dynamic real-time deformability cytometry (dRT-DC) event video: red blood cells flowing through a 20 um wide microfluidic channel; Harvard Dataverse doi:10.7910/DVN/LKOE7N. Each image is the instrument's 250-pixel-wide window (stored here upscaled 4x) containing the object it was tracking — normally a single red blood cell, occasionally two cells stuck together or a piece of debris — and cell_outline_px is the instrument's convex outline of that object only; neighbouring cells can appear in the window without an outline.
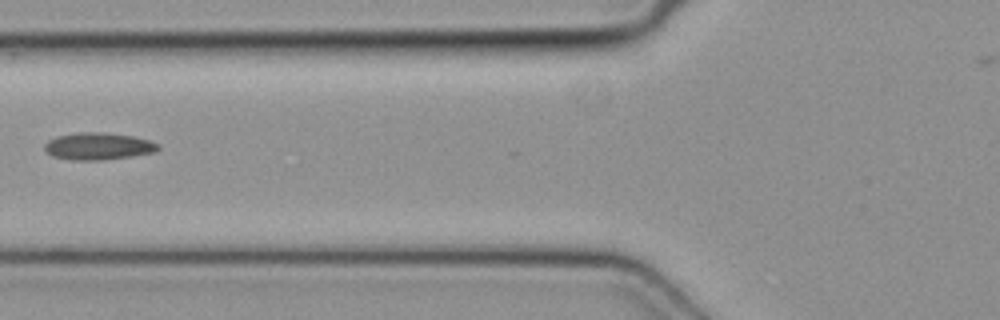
{"species": "common noctule bat (a hibernating species)", "species_latin": "Nyctalus noctula", "temperature_condition": "cold", "stored_images_in_passage": 5, "camera_frame_rate_fps": 3000, "um_per_image_px": 0.085, "animal": {"sex": "female", "body_mass_g": 19.3, "forearm_length_mm": 54.1}, "frame": {"image": 1, "passage_image": 5, "time_ms": 1.333, "image_size_px": [1000, 320], "cell_outline_px": [[160, 148], [156, 152], [132, 156], [100, 160], [72, 160], [52, 156], [44, 148], [44, 144], [48, 140], [56, 136], [80, 132], [100, 132], [132, 136], [148, 140], [160, 144]], "centroid_in_image_um": [8.35, 12.43], "position_along_channel_um": 117.4, "area_um2": 17.92}}